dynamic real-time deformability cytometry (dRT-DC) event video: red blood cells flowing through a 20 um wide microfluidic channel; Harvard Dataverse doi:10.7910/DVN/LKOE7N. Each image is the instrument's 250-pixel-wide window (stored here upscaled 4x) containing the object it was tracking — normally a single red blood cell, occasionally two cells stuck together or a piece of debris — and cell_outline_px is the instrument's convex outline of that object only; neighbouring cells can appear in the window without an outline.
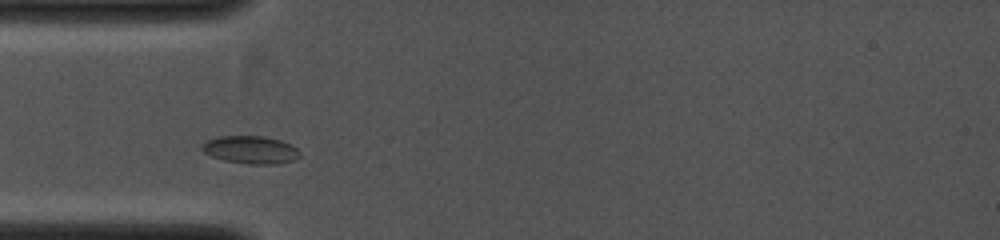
{"species": "common noctule bat (a hibernating species)", "species_latin": "Nyctalus noctula", "temperature_condition": "cold", "stored_images_in_passage": 2, "camera_frame_rate_fps": 4000, "um_per_image_px": 0.085, "animal": {"sex": "female", "body_mass_g": 19.0, "forearm_length_mm": 53.3}, "frame": {"image": 1, "passage_image": 1, "time_ms": 0.0, "image_size_px": [1000, 240], "cell_outline_px": [[300, 156], [296, 160], [280, 164], [248, 164], [224, 160], [212, 156], [204, 152], [200, 148], [200, 144], [208, 140], [220, 136], [264, 136], [280, 140], [296, 148], [300, 152]], "centroid_in_image_um": [21.31, 12.74], "position_along_channel_um": 63.7, "area_um2": 15.9}}
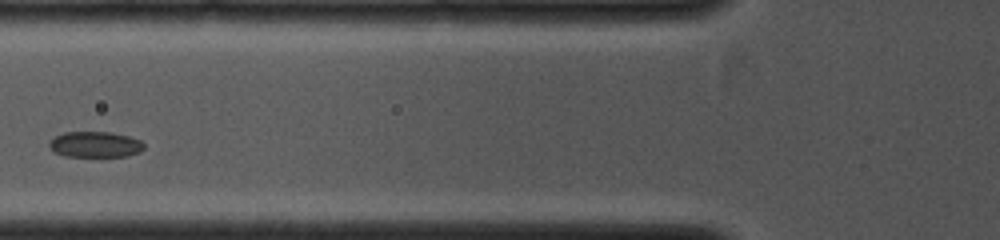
{"frame": {"image": 2, "passage_image": 2, "time_ms": 1.0, "image_size_px": [1000, 240], "cell_outline_px": [[144, 148], [140, 152], [128, 156], [64, 156], [52, 152], [48, 144], [56, 136], [64, 132], [108, 132], [128, 136], [140, 140], [144, 144]], "centroid_in_image_um": [8.08, 12.28], "position_along_channel_um": 117.7, "area_um2": 14.22}}